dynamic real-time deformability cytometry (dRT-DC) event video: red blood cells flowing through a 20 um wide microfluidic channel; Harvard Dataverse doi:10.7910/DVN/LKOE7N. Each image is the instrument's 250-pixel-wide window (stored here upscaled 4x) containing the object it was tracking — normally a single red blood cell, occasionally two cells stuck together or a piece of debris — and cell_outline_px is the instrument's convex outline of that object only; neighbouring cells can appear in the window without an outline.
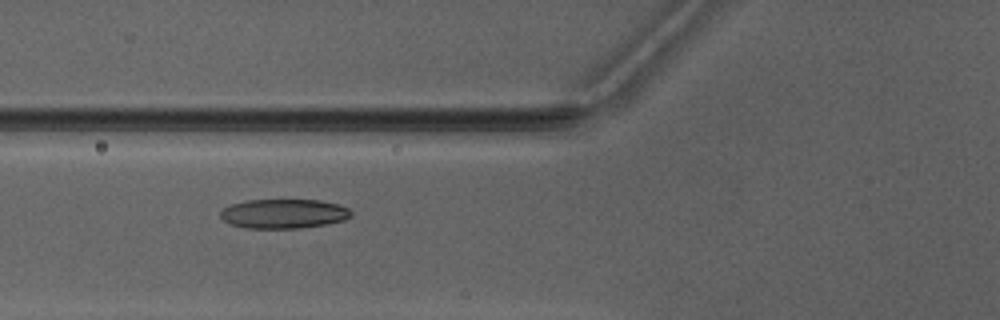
{"species": "Egyptian fruit bat (a non-hibernating species)", "species_latin": "Rousettus aegyptiacus", "temperature_condition": "warm", "stored_images_in_passage": 6, "camera_frame_rate_fps": 3000, "um_per_image_px": 0.085, "animal": {"sex": "male"}, "frame": {"image": 1, "passage_image": 5, "time_ms": 6.0, "image_size_px": [1000, 320], "cell_outline_px": [[352, 216], [344, 220], [328, 224], [300, 228], [244, 228], [228, 224], [220, 216], [220, 212], [224, 208], [232, 204], [248, 200], [320, 200], [336, 204], [348, 208], [352, 212]], "centroid_in_image_um": [24.11, 18.17], "position_along_channel_um": 101.7, "area_um2": 22.43}}
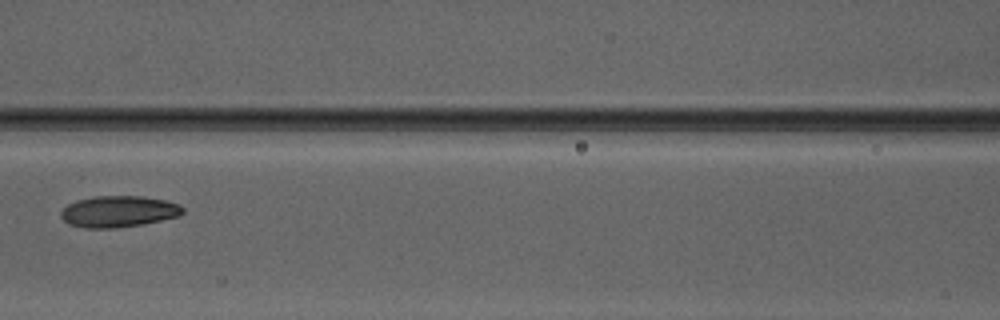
{"frame": {"image": 2, "passage_image": 6, "time_ms": 7.333, "image_size_px": [1000, 320], "cell_outline_px": [[184, 212], [180, 216], [140, 224], [116, 228], [84, 228], [68, 224], [60, 216], [60, 212], [68, 204], [76, 200], [96, 196], [144, 196], [164, 200], [180, 204], [184, 208]], "centroid_in_image_um": [10.07, 17.97], "position_along_channel_um": 156.5, "area_um2": 22.31}}